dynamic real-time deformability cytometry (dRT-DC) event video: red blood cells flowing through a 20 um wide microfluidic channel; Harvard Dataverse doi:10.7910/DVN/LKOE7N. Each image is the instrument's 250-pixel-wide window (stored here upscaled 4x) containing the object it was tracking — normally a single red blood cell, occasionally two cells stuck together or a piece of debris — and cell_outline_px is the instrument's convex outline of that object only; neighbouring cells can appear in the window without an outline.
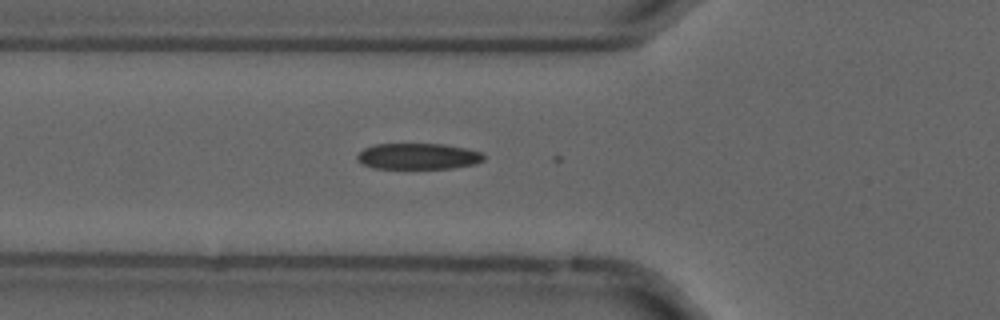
{"species": "common noctule bat (a hibernating species)", "species_latin": "Nyctalus noctula", "temperature_condition": "cold", "stored_images_in_passage": 20, "camera_frame_rate_fps": 3000, "um_per_image_px": 0.085, "animal": {"sex": "male", "forearm_length_mm": 52.5}, "frame": {"image": 1, "passage_image": 9, "time_ms": 2.667, "image_size_px": [1000, 320], "cell_outline_px": [[484, 160], [476, 164], [452, 168], [372, 168], [364, 164], [356, 156], [364, 148], [376, 144], [444, 144], [484, 152]], "centroid_in_image_um": [35.59, 13.28], "position_along_channel_um": 90.2, "area_um2": 19.13}}
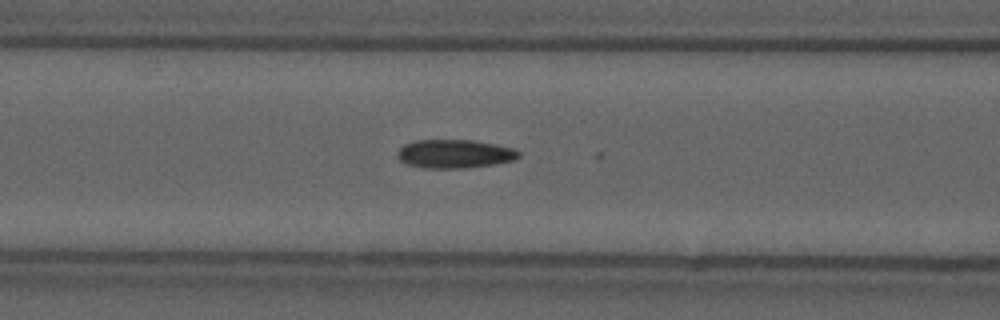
{"frame": {"image": 2, "passage_image": 12, "time_ms": 3.667, "image_size_px": [1000, 320], "cell_outline_px": [[520, 156], [512, 160], [492, 164], [464, 168], [424, 168], [408, 164], [400, 160], [396, 156], [396, 152], [404, 144], [416, 140], [472, 140], [496, 144], [516, 148], [520, 152]], "centroid_in_image_um": [38.63, 13.07], "position_along_channel_um": 128.0, "area_um2": 20.23}}